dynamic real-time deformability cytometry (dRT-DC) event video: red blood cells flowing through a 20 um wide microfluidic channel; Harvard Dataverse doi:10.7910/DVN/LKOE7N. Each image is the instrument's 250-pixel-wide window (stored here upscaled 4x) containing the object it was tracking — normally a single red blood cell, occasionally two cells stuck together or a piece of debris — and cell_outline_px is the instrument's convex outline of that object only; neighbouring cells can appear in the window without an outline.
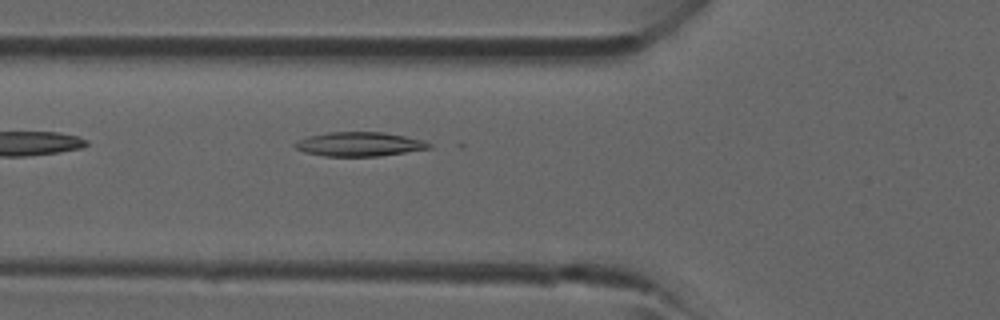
{"species": "common noctule bat (a hibernating species)", "species_latin": "Nyctalus noctula", "temperature_condition": "room temperature", "stored_images_in_passage": 3, "camera_frame_rate_fps": 3000, "um_per_image_px": 0.085, "animal": {"sex": "male", "forearm_length_mm": 52.5}, "frame": {"image": 1, "passage_image": 3, "time_ms": 2.333, "image_size_px": [1000, 320], "cell_outline_px": [[432, 148], [380, 156], [324, 156], [304, 152], [296, 148], [292, 144], [308, 136], [328, 132], [384, 132], [424, 140], [432, 144]], "centroid_in_image_um": [30.57, 12.25], "position_along_channel_um": 95.2, "area_um2": 18.9}}